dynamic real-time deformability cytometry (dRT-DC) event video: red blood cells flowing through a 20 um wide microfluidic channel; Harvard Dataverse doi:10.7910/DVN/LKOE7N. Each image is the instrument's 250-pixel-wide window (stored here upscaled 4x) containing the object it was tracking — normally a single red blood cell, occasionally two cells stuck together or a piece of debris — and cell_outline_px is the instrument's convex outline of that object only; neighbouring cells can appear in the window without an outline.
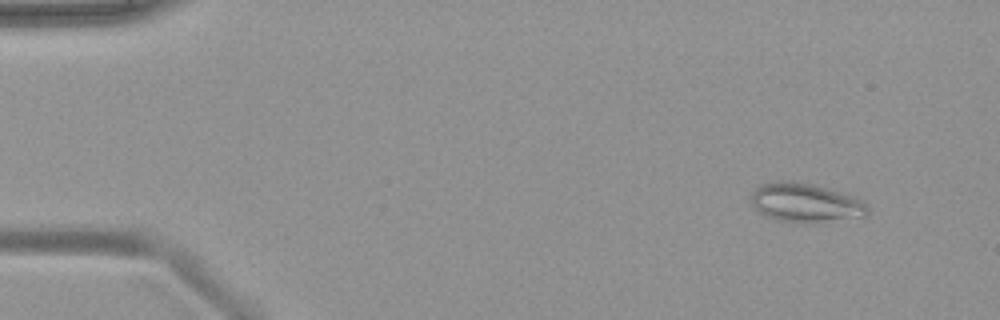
{"species": "common noctule bat (a hibernating species)", "species_latin": "Nyctalus noctula", "temperature_condition": "warm", "stored_images_in_passage": 51, "camera_frame_rate_fps": 3000, "um_per_image_px": 0.085, "animal": {"sex": "female", "body_mass_g": 19.9}, "frame": {"image": 1, "passage_image": 5, "time_ms": 1.333, "image_size_px": [1000, 320], "cell_outline_px": [[868, 216], [804, 224], [776, 220], [764, 216], [756, 212], [752, 204], [752, 192], [760, 184], [780, 180], [792, 180], [812, 184], [828, 188], [864, 200], [868, 204]], "centroid_in_image_um": [68.45, 17.24], "position_along_channel_um": 16.5, "area_um2": 27.05}}
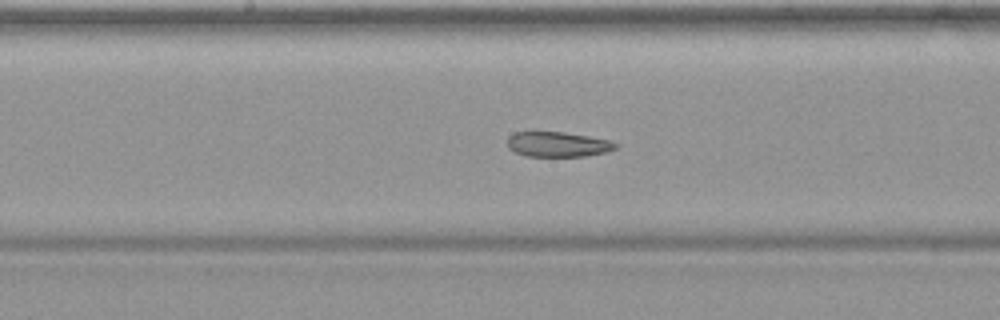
{"frame": {"image": 2, "passage_image": 27, "time_ms": 8.667, "image_size_px": [1000, 320], "cell_outline_px": [[620, 144], [616, 148], [604, 152], [588, 156], [528, 156], [516, 152], [508, 148], [508, 136], [512, 132], [564, 132], [588, 136], [608, 140]], "centroid_in_image_um": [47.41, 12.26], "position_along_channel_um": 200.8, "area_um2": 15.72}}
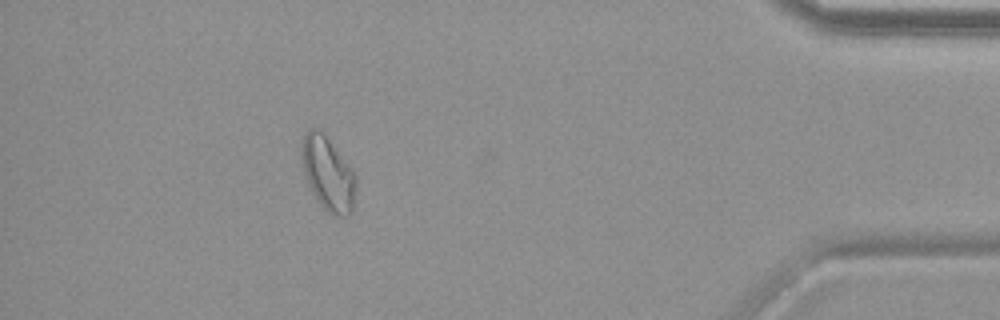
{"frame": {"image": 3, "passage_image": 46, "time_ms": 15.0, "image_size_px": [1000, 320], "cell_outline_px": [[356, 188], [352, 212], [348, 216], [336, 216], [328, 212], [316, 200], [308, 184], [304, 172], [300, 156], [300, 140], [304, 132], [308, 128], [316, 128], [324, 132], [352, 168], [356, 176]], "centroid_in_image_um": [27.85, 14.71], "position_along_channel_um": 407.3, "area_um2": 23.99}}